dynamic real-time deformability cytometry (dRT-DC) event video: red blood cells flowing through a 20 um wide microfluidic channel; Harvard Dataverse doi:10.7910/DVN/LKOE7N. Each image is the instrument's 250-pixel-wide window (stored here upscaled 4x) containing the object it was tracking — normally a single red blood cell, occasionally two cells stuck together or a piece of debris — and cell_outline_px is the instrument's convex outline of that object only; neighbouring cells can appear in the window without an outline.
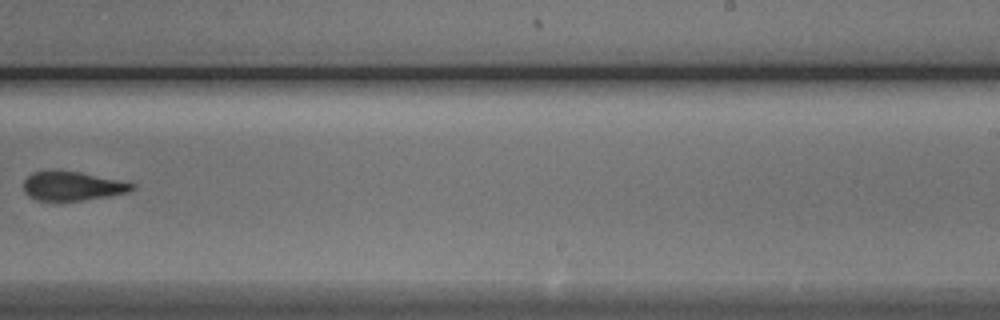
{"species": "Egyptian fruit bat (a non-hibernating species)", "species_latin": "Rousettus aegyptiacus", "temperature_condition": "cold", "stored_images_in_passage": 10, "camera_frame_rate_fps": 3000, "um_per_image_px": 0.085, "animal": {"sex": "male"}, "frame": {"image": 1, "passage_image": 9, "time_ms": 10.667, "image_size_px": [1000, 320], "cell_outline_px": [[136, 188], [132, 192], [84, 200], [36, 200], [28, 196], [24, 192], [24, 180], [32, 172], [80, 172], [136, 184]], "centroid_in_image_um": [6.19, 15.83], "position_along_channel_um": 282.8, "area_um2": 18.03}}
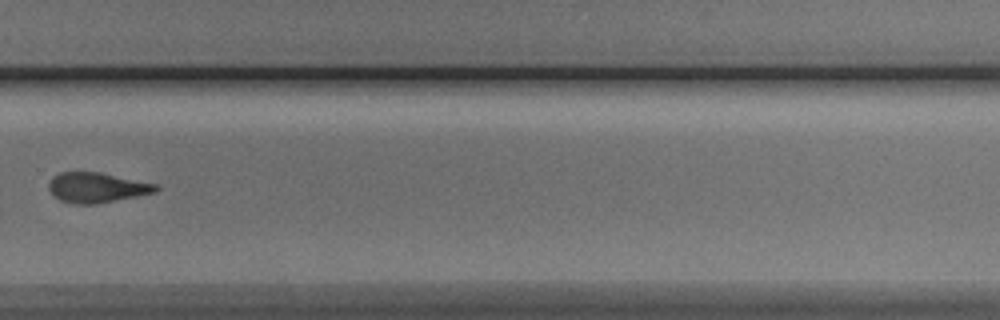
{"frame": {"image": 2, "passage_image": 10, "time_ms": 11.667, "image_size_px": [1000, 320], "cell_outline_px": [[160, 188], [156, 192], [96, 204], [72, 204], [60, 200], [48, 188], [48, 184], [52, 176], [60, 172], [96, 172], [156, 184]], "centroid_in_image_um": [8.19, 15.95], "position_along_channel_um": 321.6, "area_um2": 18.5}}